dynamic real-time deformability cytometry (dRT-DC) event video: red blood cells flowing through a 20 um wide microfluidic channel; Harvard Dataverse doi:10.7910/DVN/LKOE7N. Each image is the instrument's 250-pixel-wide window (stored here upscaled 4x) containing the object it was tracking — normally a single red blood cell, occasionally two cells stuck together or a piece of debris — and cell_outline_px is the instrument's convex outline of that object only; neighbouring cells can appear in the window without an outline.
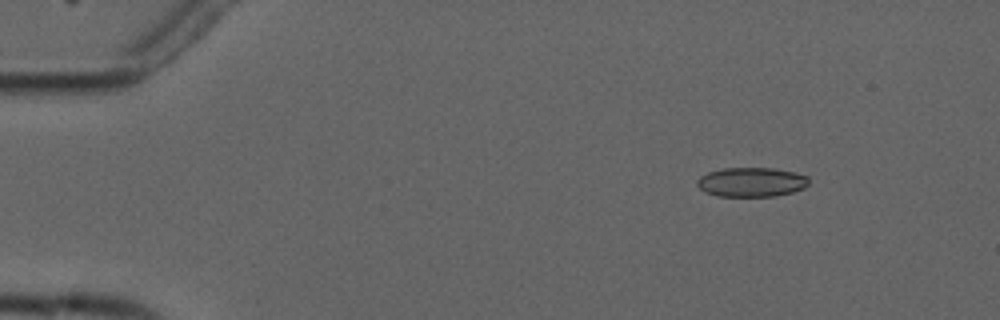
{"species": "common noctule bat (a hibernating species)", "species_latin": "Nyctalus noctula", "temperature_condition": "cold", "stored_images_in_passage": 4, "camera_frame_rate_fps": 3000, "um_per_image_px": 0.085, "animal": {"sex": "male", "forearm_length_mm": 52.5}, "frame": {"image": 1, "passage_image": 2, "time_ms": 1.333, "image_size_px": [1000, 320], "cell_outline_px": [[808, 184], [804, 188], [792, 192], [776, 196], [716, 196], [704, 192], [696, 184], [696, 180], [700, 176], [708, 172], [724, 168], [776, 168], [796, 172], [808, 176]], "centroid_in_image_um": [63.87, 15.47], "position_along_channel_um": 21.1, "area_um2": 19.31}}